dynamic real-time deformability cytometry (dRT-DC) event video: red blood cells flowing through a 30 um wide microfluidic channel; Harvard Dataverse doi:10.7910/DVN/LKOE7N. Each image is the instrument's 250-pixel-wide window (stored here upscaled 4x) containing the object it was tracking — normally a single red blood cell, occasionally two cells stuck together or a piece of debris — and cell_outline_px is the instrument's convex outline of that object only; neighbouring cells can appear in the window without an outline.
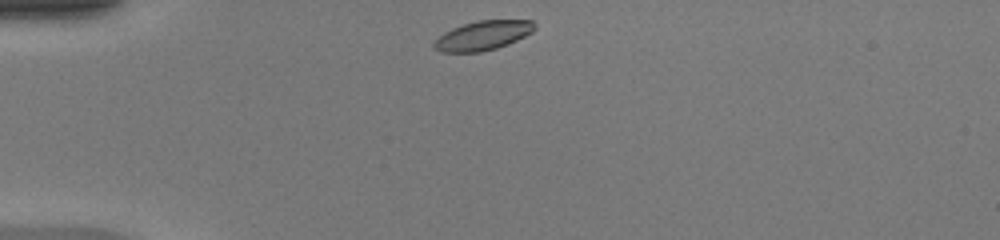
{"species": "common noctule bat (a hibernating species)", "species_latin": "Nyctalus noctula", "temperature_condition": "warm", "stored_images_in_passage": 37, "camera_frame_rate_fps": 3000, "um_per_image_px": 0.085, "animal": {"sex": "female", "body_mass_g": 20.0, "forearm_length_mm": 54.0}, "frame": {"image": 1, "passage_image": 1, "time_ms": 0.0, "image_size_px": [1000, 240], "cell_outline_px": [[536, 28], [532, 32], [508, 44], [496, 48], [480, 52], [440, 52], [432, 48], [432, 44], [444, 32], [452, 28], [464, 24], [480, 20], [532, 20], [536, 24]], "centroid_in_image_um": [41.04, 3.02], "position_along_channel_um": 44.0, "area_um2": 17.17}}
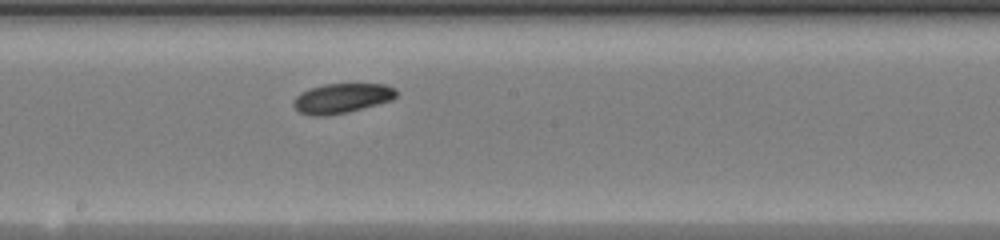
{"frame": {"image": 2, "passage_image": 16, "time_ms": 5.0, "image_size_px": [1000, 240], "cell_outline_px": [[396, 96], [392, 100], [348, 112], [324, 116], [312, 116], [300, 112], [292, 104], [292, 100], [300, 92], [308, 88], [324, 84], [384, 84], [396, 88]], "centroid_in_image_um": [29.02, 8.35], "position_along_channel_um": 219.2, "area_um2": 17.92}}
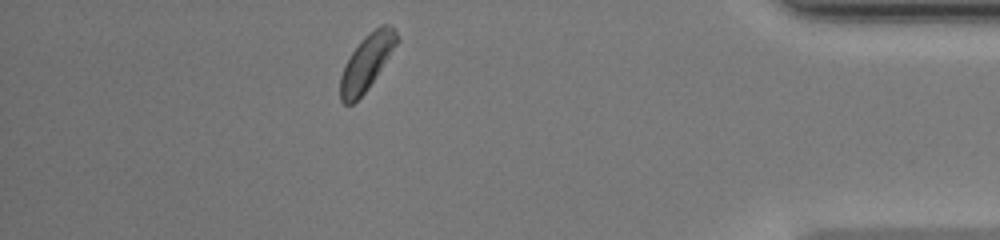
{"frame": {"image": 3, "passage_image": 32, "time_ms": 10.333, "image_size_px": [1000, 240], "cell_outline_px": [[400, 40], [368, 88], [352, 104], [344, 104], [340, 100], [340, 76], [344, 64], [352, 52], [364, 36], [380, 24], [388, 24], [396, 32]], "centroid_in_image_um": [31.16, 5.28], "position_along_channel_um": 404.0, "area_um2": 18.15}, "authors_computed_cell_mechanics": {"area_um2": 17.8602, "velocity_mm_per_s": 4.1836, "shape_relaxation_time_tau1_ms": 1.9717, "shape_relaxation_time_tau2_ms": 3.181, "deformation_change_tau1": 0.0818, "deformation_change_tau2": 0.0694}}